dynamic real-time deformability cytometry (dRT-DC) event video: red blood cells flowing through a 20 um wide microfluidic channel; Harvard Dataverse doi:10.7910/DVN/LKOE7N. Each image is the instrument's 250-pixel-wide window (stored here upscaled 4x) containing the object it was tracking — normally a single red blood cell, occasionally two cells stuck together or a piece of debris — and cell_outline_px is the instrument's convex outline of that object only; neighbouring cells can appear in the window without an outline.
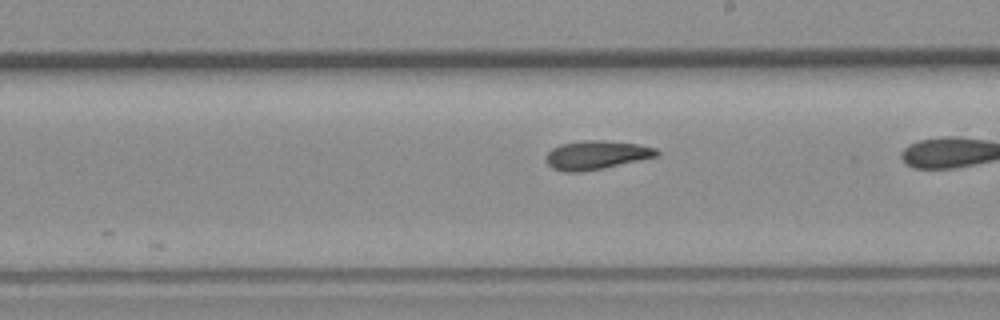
{"species": "common noctule bat (a hibernating species)", "species_latin": "Nyctalus noctula", "temperature_condition": "room temperature", "stored_images_in_passage": 30, "camera_frame_rate_fps": 3000, "um_per_image_px": 0.085, "animal": {"sex": "female", "body_mass_g": 19.3, "forearm_length_mm": 54.1}, "frame": {"image": 1, "passage_image": 19, "time_ms": 6.0, "image_size_px": [1000, 320], "cell_outline_px": [[660, 152], [656, 156], [604, 168], [580, 172], [564, 172], [552, 168], [548, 164], [544, 156], [552, 148], [560, 144], [584, 140], [608, 140], [640, 144], [656, 148]], "centroid_in_image_um": [50.66, 13.17], "position_along_channel_um": 238.3, "area_um2": 18.67}}